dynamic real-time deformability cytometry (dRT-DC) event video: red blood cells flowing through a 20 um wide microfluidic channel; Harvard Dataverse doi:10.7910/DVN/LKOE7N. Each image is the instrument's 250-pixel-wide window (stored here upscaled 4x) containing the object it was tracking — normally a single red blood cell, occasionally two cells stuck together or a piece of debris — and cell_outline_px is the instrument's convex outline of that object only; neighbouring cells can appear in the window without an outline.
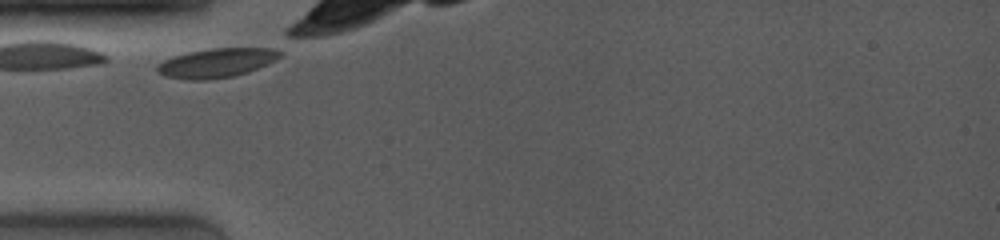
{"species": "common noctule bat (a hibernating species)", "species_latin": "Nyctalus noctula", "temperature_condition": "room temperature", "stored_images_in_passage": 8, "camera_frame_rate_fps": 4000, "um_per_image_px": 0.085, "animal": {"sex": "female", "body_mass_g": 19.0, "forearm_length_mm": 53.3}, "frame": {"image": 1, "passage_image": 1, "time_ms": 0.0, "image_size_px": [1000, 240], "cell_outline_px": [[284, 52], [276, 60], [248, 72], [232, 76], [204, 80], [188, 80], [164, 76], [156, 72], [156, 64], [164, 60], [188, 52], [212, 48], [284, 48]], "centroid_in_image_um": [18.44, 5.34], "position_along_channel_um": 66.6, "area_um2": 21.04}}